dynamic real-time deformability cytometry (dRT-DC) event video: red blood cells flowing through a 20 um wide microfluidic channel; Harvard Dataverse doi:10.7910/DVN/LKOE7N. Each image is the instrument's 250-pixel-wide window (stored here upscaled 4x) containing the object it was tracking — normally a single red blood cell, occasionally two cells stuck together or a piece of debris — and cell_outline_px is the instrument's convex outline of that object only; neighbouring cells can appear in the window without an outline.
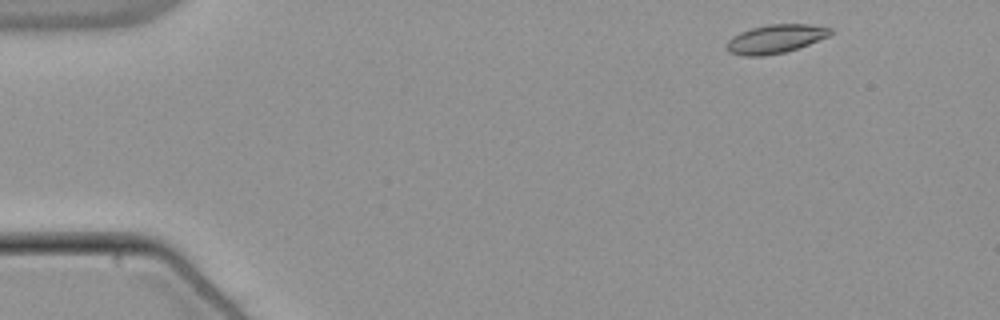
{"species": "common noctule bat (a hibernating species)", "species_latin": "Nyctalus noctula", "temperature_condition": "warm", "stored_images_in_passage": 50, "camera_frame_rate_fps": 3000, "um_per_image_px": 0.085, "animal": {"sex": "male", "body_mass_g": 21.5, "forearm_length_mm": 52.0}, "frame": {"image": 1, "passage_image": 2, "time_ms": 0.333, "image_size_px": [1000, 320], "cell_outline_px": [[832, 32], [828, 36], [808, 44], [784, 52], [764, 56], [744, 56], [728, 52], [724, 48], [724, 44], [732, 36], [740, 32], [752, 28], [768, 24], [808, 24], [832, 28]], "centroid_in_image_um": [65.84, 3.31], "position_along_channel_um": 19.2, "area_um2": 17.34}}
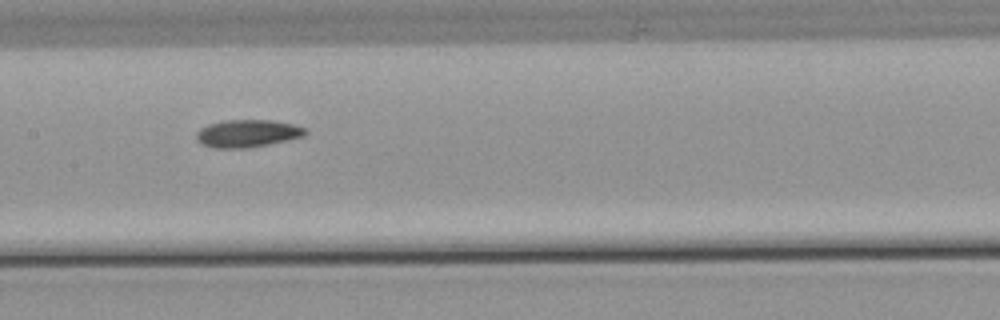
{"frame": {"image": 2, "passage_image": 23, "time_ms": 7.333, "image_size_px": [1000, 320], "cell_outline_px": [[308, 132], [304, 136], [288, 140], [248, 148], [216, 148], [200, 144], [196, 140], [196, 132], [200, 128], [208, 124], [224, 120], [272, 120], [292, 124], [308, 128]], "centroid_in_image_um": [21.03, 11.34], "position_along_channel_um": 186.4, "area_um2": 17.69}}
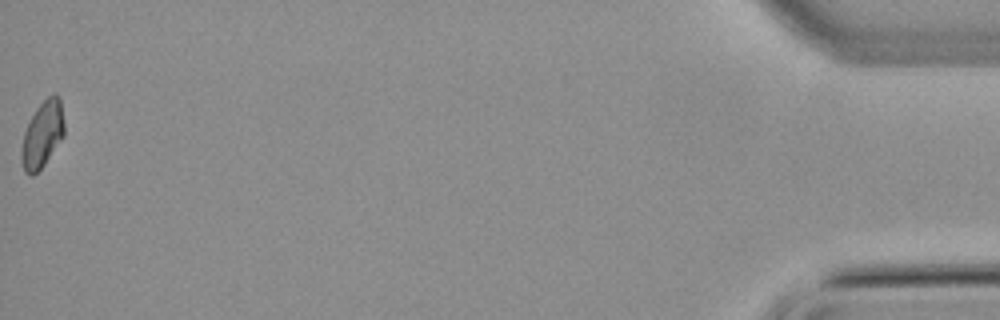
{"frame": {"image": 3, "passage_image": 50, "time_ms": 16.333, "image_size_px": [1000, 320], "cell_outline_px": [[64, 136], [44, 164], [32, 176], [28, 176], [24, 172], [20, 160], [20, 148], [24, 132], [36, 108], [52, 92], [56, 92], [60, 96], [64, 124]], "centroid_in_image_um": [3.59, 11.42], "position_along_channel_um": 431.6, "area_um2": 16.76}}